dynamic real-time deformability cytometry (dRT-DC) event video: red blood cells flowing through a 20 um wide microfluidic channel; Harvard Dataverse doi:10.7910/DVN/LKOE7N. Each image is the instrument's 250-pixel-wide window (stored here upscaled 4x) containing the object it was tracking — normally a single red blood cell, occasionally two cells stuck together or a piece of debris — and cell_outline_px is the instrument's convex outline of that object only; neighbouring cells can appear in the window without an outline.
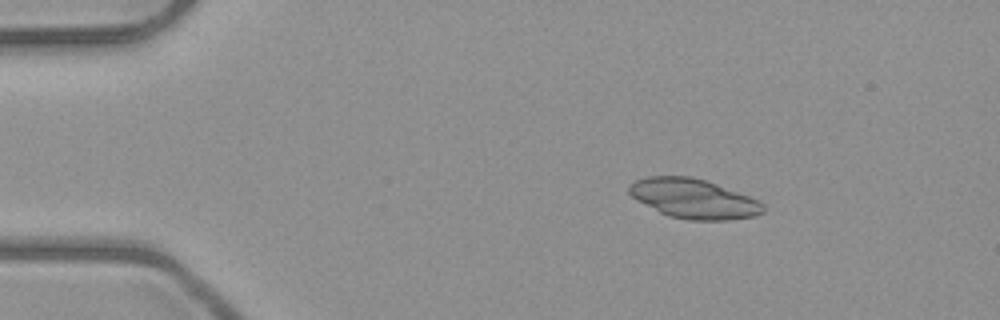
{"species": "common noctule bat (a hibernating species)", "species_latin": "Nyctalus noctula", "temperature_condition": "room temperature", "stored_images_in_passage": 5, "camera_frame_rate_fps": 3000, "um_per_image_px": 0.085, "animal": {"sex": "male", "body_mass_g": 23.1, "forearm_length_mm": 52.7}, "frame": {"image": 1, "passage_image": 3, "time_ms": 2.333, "image_size_px": [1000, 320], "cell_outline_px": [[764, 212], [756, 216], [728, 220], [688, 220], [668, 216], [636, 200], [628, 192], [628, 188], [636, 180], [648, 176], [692, 176], [716, 184], [748, 196], [764, 204]], "centroid_in_image_um": [58.95, 16.89], "position_along_channel_um": 26.1, "area_um2": 30.69}}